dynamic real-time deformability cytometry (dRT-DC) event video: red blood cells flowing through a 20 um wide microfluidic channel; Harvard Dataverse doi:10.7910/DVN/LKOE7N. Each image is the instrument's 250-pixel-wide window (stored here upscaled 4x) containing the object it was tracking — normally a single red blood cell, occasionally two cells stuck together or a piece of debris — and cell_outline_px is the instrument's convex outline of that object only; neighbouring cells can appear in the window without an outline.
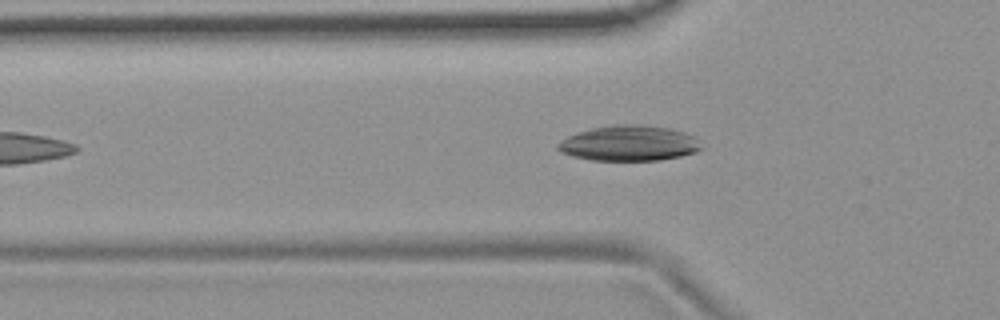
{"species": "common noctule bat (a hibernating species)", "species_latin": "Nyctalus noctula", "temperature_condition": "room temperature", "stored_images_in_passage": 43, "camera_frame_rate_fps": 3000, "um_per_image_px": 0.085, "animal": {"sex": "female", "body_mass_g": 19.9}, "frame": {"image": 1, "passage_image": 10, "time_ms": 3.0, "image_size_px": [1000, 320], "cell_outline_px": [[704, 148], [696, 152], [680, 156], [660, 160], [592, 160], [572, 156], [560, 152], [556, 148], [556, 144], [560, 140], [568, 136], [592, 128], [612, 124], [644, 124], [668, 128], [684, 132], [696, 136]], "centroid_in_image_um": [53.49, 12.17], "position_along_channel_um": 72.3, "area_um2": 29.88}}
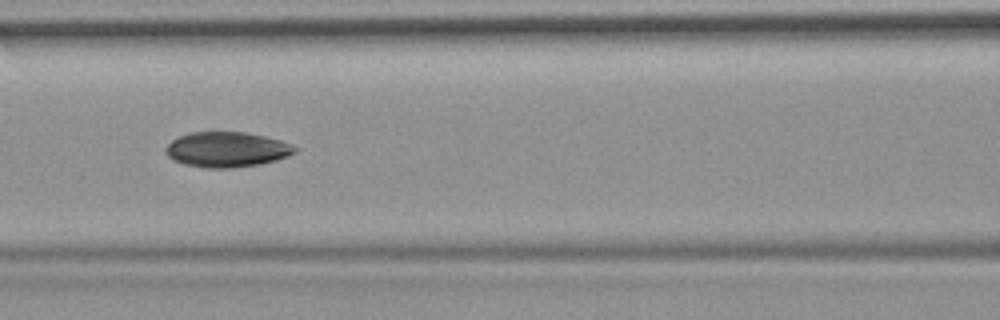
{"frame": {"image": 2, "passage_image": 16, "time_ms": 5.0, "image_size_px": [1000, 320], "cell_outline_px": [[296, 152], [288, 156], [276, 160], [260, 164], [232, 168], [204, 168], [184, 164], [172, 160], [164, 152], [164, 148], [172, 140], [180, 136], [192, 132], [244, 132], [264, 136], [280, 140], [292, 144], [296, 148]], "centroid_in_image_um": [19.26, 12.72], "position_along_channel_um": 147.3, "area_um2": 26.59}}
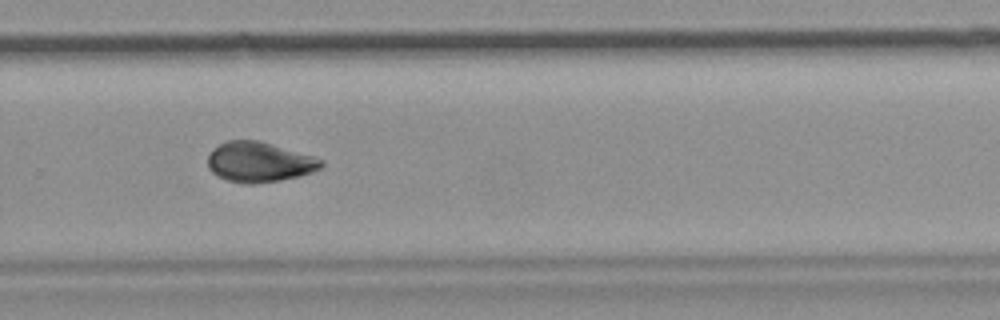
{"frame": {"image": 3, "passage_image": 29, "time_ms": 9.333, "image_size_px": [1000, 320], "cell_outline_px": [[324, 164], [320, 168], [312, 172], [300, 176], [280, 180], [256, 184], [244, 184], [228, 180], [212, 172], [208, 168], [208, 156], [212, 148], [228, 140], [260, 140], [312, 156], [324, 160]], "centroid_in_image_um": [22.03, 13.77], "position_along_channel_um": 307.8, "area_um2": 26.53}, "authors_computed_cell_mechanics": {"area_um2": 26.7614, "velocity_mm_per_s": 3.7187, "shape_relaxation_time_tau1_ms": 10.198, "shape_relaxation_time_tau2_ms": 3.8568, "deformation_change_tau1": 0.2229, "deformation_change_tau2": 0.0623}}